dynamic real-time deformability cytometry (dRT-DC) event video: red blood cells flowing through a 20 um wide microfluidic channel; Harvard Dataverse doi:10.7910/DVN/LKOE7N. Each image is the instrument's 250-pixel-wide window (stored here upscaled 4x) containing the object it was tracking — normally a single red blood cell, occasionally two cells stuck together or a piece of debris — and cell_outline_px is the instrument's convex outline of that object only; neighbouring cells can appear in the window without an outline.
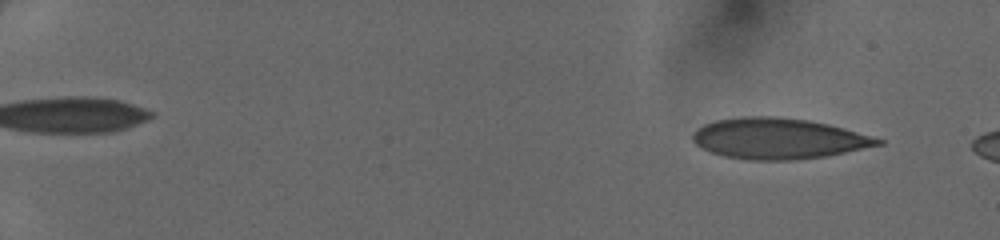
{"species": "human", "species_latin": "Homo sapiens", "temperature_condition": "cold", "stored_images_in_passage": 10, "camera_frame_rate_fps": 3000, "um_per_image_px": 0.085, "donor": {"sex": "female"}, "frame": {"image": 1, "passage_image": 1, "time_ms": 0.0, "image_size_px": [1000, 240], "cell_outline_px": [[884, 144], [824, 156], [788, 160], [748, 160], [724, 156], [712, 152], [696, 144], [692, 140], [692, 132], [704, 124], [716, 120], [740, 116], [776, 116], [808, 120], [828, 124], [884, 140]], "centroid_in_image_um": [66.11, 11.77], "position_along_channel_um": 18.9, "area_um2": 43.7}}